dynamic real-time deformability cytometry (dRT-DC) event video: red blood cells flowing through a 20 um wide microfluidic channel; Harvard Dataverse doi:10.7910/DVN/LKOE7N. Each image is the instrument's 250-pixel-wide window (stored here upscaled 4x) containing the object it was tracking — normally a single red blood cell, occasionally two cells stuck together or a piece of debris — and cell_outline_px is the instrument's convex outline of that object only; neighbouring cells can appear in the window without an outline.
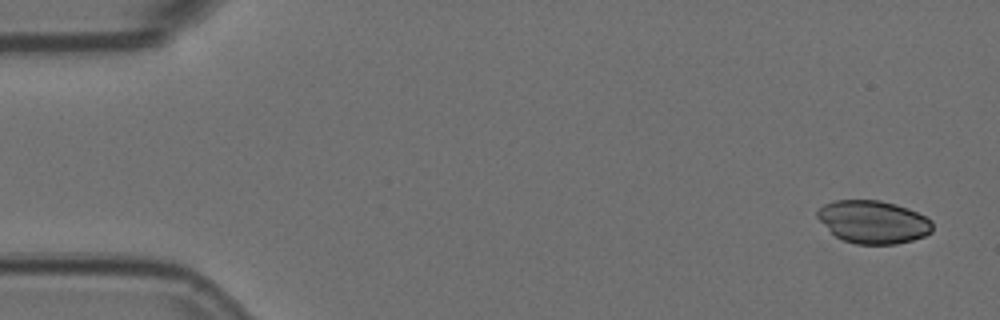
{"species": "Egyptian fruit bat (a non-hibernating species)", "species_latin": "Rousettus aegyptiacus", "temperature_condition": "room temperature", "stored_images_in_passage": 4, "camera_frame_rate_fps": 3000, "um_per_image_px": 0.085, "animal": {"sex": "female"}, "frame": {"image": 1, "passage_image": 1, "time_ms": 0.0, "image_size_px": [1000, 320], "cell_outline_px": [[932, 232], [924, 236], [912, 240], [896, 244], [856, 244], [844, 240], [836, 236], [816, 216], [816, 212], [824, 204], [832, 200], [880, 200], [896, 204], [908, 208], [932, 220]], "centroid_in_image_um": [74.23, 18.85], "position_along_channel_um": 10.8, "area_um2": 28.67}}
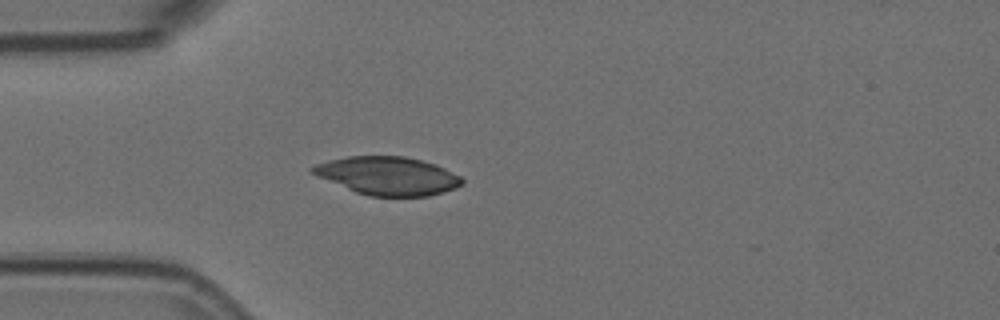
{"frame": {"image": 2, "passage_image": 4, "time_ms": 1.0, "image_size_px": [1000, 320], "cell_outline_px": [[464, 184], [456, 188], [444, 192], [428, 196], [368, 196], [356, 192], [320, 176], [312, 172], [308, 168], [316, 164], [328, 160], [348, 156], [404, 156], [436, 164], [460, 176], [464, 180]], "centroid_in_image_um": [33.01, 14.94], "position_along_channel_um": 52.0, "area_um2": 33.06}}